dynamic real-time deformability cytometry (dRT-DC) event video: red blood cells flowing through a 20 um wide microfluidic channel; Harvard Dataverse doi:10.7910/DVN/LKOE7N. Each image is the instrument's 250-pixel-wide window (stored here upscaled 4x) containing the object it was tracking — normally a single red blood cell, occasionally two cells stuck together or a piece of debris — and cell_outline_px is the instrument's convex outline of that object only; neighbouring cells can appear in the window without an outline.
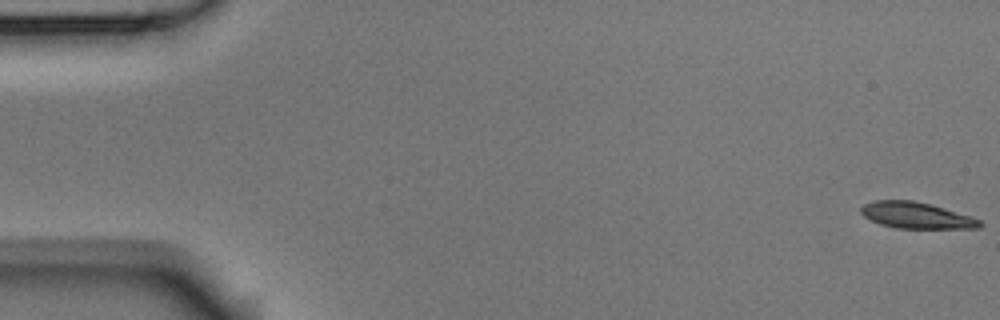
{"species": "Egyptian fruit bat (a non-hibernating species)", "species_latin": "Rousettus aegyptiacus", "temperature_condition": "room temperature", "stored_images_in_passage": 4, "camera_frame_rate_fps": 3000, "um_per_image_px": 0.085, "animal": {"sex": "male"}, "frame": {"image": 1, "passage_image": 1, "time_ms": 0.0, "image_size_px": [1000, 320], "cell_outline_px": [[984, 224], [980, 228], [896, 228], [880, 224], [864, 216], [860, 212], [860, 208], [864, 204], [872, 200], [912, 200], [932, 204], [972, 216], [980, 220]], "centroid_in_image_um": [77.91, 18.3], "position_along_channel_um": 7.1, "area_um2": 18.32}}